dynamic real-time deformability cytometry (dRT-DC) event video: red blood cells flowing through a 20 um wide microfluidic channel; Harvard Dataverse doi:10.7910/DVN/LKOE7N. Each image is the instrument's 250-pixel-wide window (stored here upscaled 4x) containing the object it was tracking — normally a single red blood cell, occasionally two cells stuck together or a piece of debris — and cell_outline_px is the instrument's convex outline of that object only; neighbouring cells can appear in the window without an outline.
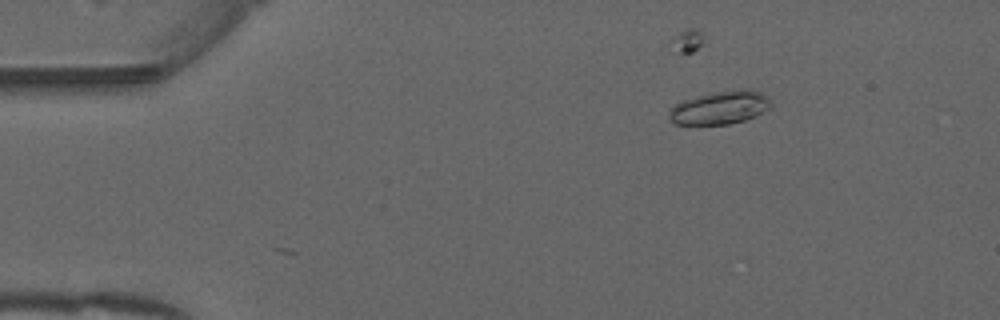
{"species": "common noctule bat (a hibernating species)", "species_latin": "Nyctalus noctula", "temperature_condition": "warm", "stored_images_in_passage": 3, "camera_frame_rate_fps": 3000, "um_per_image_px": 0.085, "animal": {"sex": "male", "forearm_length_mm": 52.5}, "frame": {"image": 1, "passage_image": 3, "time_ms": 0.667, "image_size_px": [1000, 320], "cell_outline_px": [[772, 108], [744, 120], [728, 124], [672, 124], [668, 116], [668, 112], [676, 104], [684, 100], [696, 96], [716, 92], [740, 88], [752, 88], [768, 96], [772, 104]], "centroid_in_image_um": [61.24, 9.13], "position_along_channel_um": 23.8, "area_um2": 19.83}}